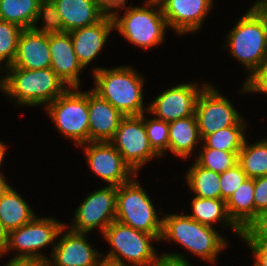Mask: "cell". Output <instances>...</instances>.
Masks as SVG:
<instances>
[{"label": "cell", "instance_id": "obj_1", "mask_svg": "<svg viewBox=\"0 0 267 266\" xmlns=\"http://www.w3.org/2000/svg\"><path fill=\"white\" fill-rule=\"evenodd\" d=\"M3 69L6 75L0 76V89L18 106L34 107L46 104V107L69 89L51 68Z\"/></svg>", "mask_w": 267, "mask_h": 266}, {"label": "cell", "instance_id": "obj_2", "mask_svg": "<svg viewBox=\"0 0 267 266\" xmlns=\"http://www.w3.org/2000/svg\"><path fill=\"white\" fill-rule=\"evenodd\" d=\"M91 70L95 82L92 90L101 98L125 116L147 114L148 106L144 105L143 95L145 79L132 66L111 69L95 66Z\"/></svg>", "mask_w": 267, "mask_h": 266}, {"label": "cell", "instance_id": "obj_3", "mask_svg": "<svg viewBox=\"0 0 267 266\" xmlns=\"http://www.w3.org/2000/svg\"><path fill=\"white\" fill-rule=\"evenodd\" d=\"M159 214L162 217V232L159 242H176L188 252L208 263L216 262V256L227 247V240L211 226L201 224L186 215Z\"/></svg>", "mask_w": 267, "mask_h": 266}, {"label": "cell", "instance_id": "obj_4", "mask_svg": "<svg viewBox=\"0 0 267 266\" xmlns=\"http://www.w3.org/2000/svg\"><path fill=\"white\" fill-rule=\"evenodd\" d=\"M144 6H123L121 17L118 9L111 16L114 29L135 47L148 50L164 42L168 28L158 0H145ZM117 10V11H116Z\"/></svg>", "mask_w": 267, "mask_h": 266}, {"label": "cell", "instance_id": "obj_5", "mask_svg": "<svg viewBox=\"0 0 267 266\" xmlns=\"http://www.w3.org/2000/svg\"><path fill=\"white\" fill-rule=\"evenodd\" d=\"M110 244L104 259L128 266H150L161 256L157 254L152 241H159L154 235L136 230L114 220L102 233ZM130 263V264H129Z\"/></svg>", "mask_w": 267, "mask_h": 266}, {"label": "cell", "instance_id": "obj_6", "mask_svg": "<svg viewBox=\"0 0 267 266\" xmlns=\"http://www.w3.org/2000/svg\"><path fill=\"white\" fill-rule=\"evenodd\" d=\"M225 39L230 55L250 73L246 82L267 61V40L259 18L248 9Z\"/></svg>", "mask_w": 267, "mask_h": 266}, {"label": "cell", "instance_id": "obj_7", "mask_svg": "<svg viewBox=\"0 0 267 266\" xmlns=\"http://www.w3.org/2000/svg\"><path fill=\"white\" fill-rule=\"evenodd\" d=\"M134 176L130 181L117 186L116 217L115 220L136 230L154 235L160 240L162 232V218Z\"/></svg>", "mask_w": 267, "mask_h": 266}, {"label": "cell", "instance_id": "obj_8", "mask_svg": "<svg viewBox=\"0 0 267 266\" xmlns=\"http://www.w3.org/2000/svg\"><path fill=\"white\" fill-rule=\"evenodd\" d=\"M69 88L46 108L58 131L78 146L89 142L88 91Z\"/></svg>", "mask_w": 267, "mask_h": 266}, {"label": "cell", "instance_id": "obj_9", "mask_svg": "<svg viewBox=\"0 0 267 266\" xmlns=\"http://www.w3.org/2000/svg\"><path fill=\"white\" fill-rule=\"evenodd\" d=\"M66 225L50 217L36 215L30 222L8 233V242L4 251L5 255L11 250H16L14 258L45 257L41 249L49 244L56 245L60 230Z\"/></svg>", "mask_w": 267, "mask_h": 266}, {"label": "cell", "instance_id": "obj_10", "mask_svg": "<svg viewBox=\"0 0 267 266\" xmlns=\"http://www.w3.org/2000/svg\"><path fill=\"white\" fill-rule=\"evenodd\" d=\"M109 142L136 174L149 160L160 158L149 144L144 125V113L124 116Z\"/></svg>", "mask_w": 267, "mask_h": 266}, {"label": "cell", "instance_id": "obj_11", "mask_svg": "<svg viewBox=\"0 0 267 266\" xmlns=\"http://www.w3.org/2000/svg\"><path fill=\"white\" fill-rule=\"evenodd\" d=\"M116 195L117 186L113 185H107L87 194L74 212L69 229L89 233L98 228L102 234L115 220Z\"/></svg>", "mask_w": 267, "mask_h": 266}, {"label": "cell", "instance_id": "obj_12", "mask_svg": "<svg viewBox=\"0 0 267 266\" xmlns=\"http://www.w3.org/2000/svg\"><path fill=\"white\" fill-rule=\"evenodd\" d=\"M195 116L201 140L220 129L235 126L243 119L230 100L209 83L199 94Z\"/></svg>", "mask_w": 267, "mask_h": 266}, {"label": "cell", "instance_id": "obj_13", "mask_svg": "<svg viewBox=\"0 0 267 266\" xmlns=\"http://www.w3.org/2000/svg\"><path fill=\"white\" fill-rule=\"evenodd\" d=\"M81 146H85L86 161L92 172L108 185L120 186L137 175L109 141L88 142L78 147Z\"/></svg>", "mask_w": 267, "mask_h": 266}, {"label": "cell", "instance_id": "obj_14", "mask_svg": "<svg viewBox=\"0 0 267 266\" xmlns=\"http://www.w3.org/2000/svg\"><path fill=\"white\" fill-rule=\"evenodd\" d=\"M206 85V82L203 85L197 82L181 83L165 89L151 101L147 113L168 123L195 115L197 99Z\"/></svg>", "mask_w": 267, "mask_h": 266}, {"label": "cell", "instance_id": "obj_15", "mask_svg": "<svg viewBox=\"0 0 267 266\" xmlns=\"http://www.w3.org/2000/svg\"><path fill=\"white\" fill-rule=\"evenodd\" d=\"M67 228L68 225H64L58 234L60 238L51 251L52 258L49 256L50 266H98L102 253L88 242L86 235L89 233Z\"/></svg>", "mask_w": 267, "mask_h": 266}, {"label": "cell", "instance_id": "obj_16", "mask_svg": "<svg viewBox=\"0 0 267 266\" xmlns=\"http://www.w3.org/2000/svg\"><path fill=\"white\" fill-rule=\"evenodd\" d=\"M168 29L176 34L194 33L201 29L204 19L214 5V0H158Z\"/></svg>", "mask_w": 267, "mask_h": 266}, {"label": "cell", "instance_id": "obj_17", "mask_svg": "<svg viewBox=\"0 0 267 266\" xmlns=\"http://www.w3.org/2000/svg\"><path fill=\"white\" fill-rule=\"evenodd\" d=\"M51 69L69 88H81L79 75L84 70L68 32L49 34Z\"/></svg>", "mask_w": 267, "mask_h": 266}, {"label": "cell", "instance_id": "obj_18", "mask_svg": "<svg viewBox=\"0 0 267 266\" xmlns=\"http://www.w3.org/2000/svg\"><path fill=\"white\" fill-rule=\"evenodd\" d=\"M113 30V18L107 13L99 22L69 32L75 54L84 69L101 53Z\"/></svg>", "mask_w": 267, "mask_h": 266}, {"label": "cell", "instance_id": "obj_19", "mask_svg": "<svg viewBox=\"0 0 267 266\" xmlns=\"http://www.w3.org/2000/svg\"><path fill=\"white\" fill-rule=\"evenodd\" d=\"M124 116L92 89L88 90L89 142L110 141Z\"/></svg>", "mask_w": 267, "mask_h": 266}, {"label": "cell", "instance_id": "obj_20", "mask_svg": "<svg viewBox=\"0 0 267 266\" xmlns=\"http://www.w3.org/2000/svg\"><path fill=\"white\" fill-rule=\"evenodd\" d=\"M6 68L28 70L51 68L49 35L24 29L17 44L14 62Z\"/></svg>", "mask_w": 267, "mask_h": 266}, {"label": "cell", "instance_id": "obj_21", "mask_svg": "<svg viewBox=\"0 0 267 266\" xmlns=\"http://www.w3.org/2000/svg\"><path fill=\"white\" fill-rule=\"evenodd\" d=\"M62 18L64 33L99 22L107 12L98 0H53Z\"/></svg>", "mask_w": 267, "mask_h": 266}, {"label": "cell", "instance_id": "obj_22", "mask_svg": "<svg viewBox=\"0 0 267 266\" xmlns=\"http://www.w3.org/2000/svg\"><path fill=\"white\" fill-rule=\"evenodd\" d=\"M9 184L0 193V220L9 233L30 222L37 214Z\"/></svg>", "mask_w": 267, "mask_h": 266}, {"label": "cell", "instance_id": "obj_23", "mask_svg": "<svg viewBox=\"0 0 267 266\" xmlns=\"http://www.w3.org/2000/svg\"><path fill=\"white\" fill-rule=\"evenodd\" d=\"M170 151L176 157L187 159L201 142L196 116H188L168 123Z\"/></svg>", "mask_w": 267, "mask_h": 266}, {"label": "cell", "instance_id": "obj_24", "mask_svg": "<svg viewBox=\"0 0 267 266\" xmlns=\"http://www.w3.org/2000/svg\"><path fill=\"white\" fill-rule=\"evenodd\" d=\"M229 218L243 232L255 220L254 179L248 177L226 200Z\"/></svg>", "mask_w": 267, "mask_h": 266}, {"label": "cell", "instance_id": "obj_25", "mask_svg": "<svg viewBox=\"0 0 267 266\" xmlns=\"http://www.w3.org/2000/svg\"><path fill=\"white\" fill-rule=\"evenodd\" d=\"M191 207L192 214L187 215L193 220L211 227H213L212 224L220 222L223 228L229 226V229L237 234V236H242V231L228 216L225 200L194 196L191 201Z\"/></svg>", "mask_w": 267, "mask_h": 266}, {"label": "cell", "instance_id": "obj_26", "mask_svg": "<svg viewBox=\"0 0 267 266\" xmlns=\"http://www.w3.org/2000/svg\"><path fill=\"white\" fill-rule=\"evenodd\" d=\"M193 163L184 176L189 190L200 198L221 199L220 174Z\"/></svg>", "mask_w": 267, "mask_h": 266}, {"label": "cell", "instance_id": "obj_27", "mask_svg": "<svg viewBox=\"0 0 267 266\" xmlns=\"http://www.w3.org/2000/svg\"><path fill=\"white\" fill-rule=\"evenodd\" d=\"M252 179L267 175V138L248 144L245 139L242 149L238 153V162Z\"/></svg>", "mask_w": 267, "mask_h": 266}, {"label": "cell", "instance_id": "obj_28", "mask_svg": "<svg viewBox=\"0 0 267 266\" xmlns=\"http://www.w3.org/2000/svg\"><path fill=\"white\" fill-rule=\"evenodd\" d=\"M242 119L235 126H229L215 133L206 135L201 148H212L233 153H239L245 141L246 122Z\"/></svg>", "mask_w": 267, "mask_h": 266}, {"label": "cell", "instance_id": "obj_29", "mask_svg": "<svg viewBox=\"0 0 267 266\" xmlns=\"http://www.w3.org/2000/svg\"><path fill=\"white\" fill-rule=\"evenodd\" d=\"M40 0H0V20L31 29Z\"/></svg>", "mask_w": 267, "mask_h": 266}, {"label": "cell", "instance_id": "obj_30", "mask_svg": "<svg viewBox=\"0 0 267 266\" xmlns=\"http://www.w3.org/2000/svg\"><path fill=\"white\" fill-rule=\"evenodd\" d=\"M195 162L208 170L216 173H223L227 169L232 168L238 162V153L212 149V148H201Z\"/></svg>", "mask_w": 267, "mask_h": 266}, {"label": "cell", "instance_id": "obj_31", "mask_svg": "<svg viewBox=\"0 0 267 266\" xmlns=\"http://www.w3.org/2000/svg\"><path fill=\"white\" fill-rule=\"evenodd\" d=\"M39 20L43 21L42 27L36 25ZM31 29L48 35L64 33L63 21L53 0H40Z\"/></svg>", "mask_w": 267, "mask_h": 266}, {"label": "cell", "instance_id": "obj_32", "mask_svg": "<svg viewBox=\"0 0 267 266\" xmlns=\"http://www.w3.org/2000/svg\"><path fill=\"white\" fill-rule=\"evenodd\" d=\"M24 29L14 23L0 20V70L14 62L17 44ZM5 63L2 67V63Z\"/></svg>", "mask_w": 267, "mask_h": 266}, {"label": "cell", "instance_id": "obj_33", "mask_svg": "<svg viewBox=\"0 0 267 266\" xmlns=\"http://www.w3.org/2000/svg\"><path fill=\"white\" fill-rule=\"evenodd\" d=\"M144 125L146 128L149 144L153 151L159 156L165 155L169 145L168 122L157 118L148 119L144 113Z\"/></svg>", "mask_w": 267, "mask_h": 266}, {"label": "cell", "instance_id": "obj_34", "mask_svg": "<svg viewBox=\"0 0 267 266\" xmlns=\"http://www.w3.org/2000/svg\"><path fill=\"white\" fill-rule=\"evenodd\" d=\"M247 178L246 173L238 163L225 172L220 173L221 199L226 201Z\"/></svg>", "mask_w": 267, "mask_h": 266}, {"label": "cell", "instance_id": "obj_35", "mask_svg": "<svg viewBox=\"0 0 267 266\" xmlns=\"http://www.w3.org/2000/svg\"><path fill=\"white\" fill-rule=\"evenodd\" d=\"M242 241H261L267 243V209L261 211L257 218L242 232Z\"/></svg>", "mask_w": 267, "mask_h": 266}, {"label": "cell", "instance_id": "obj_36", "mask_svg": "<svg viewBox=\"0 0 267 266\" xmlns=\"http://www.w3.org/2000/svg\"><path fill=\"white\" fill-rule=\"evenodd\" d=\"M243 93L267 94V61L243 84Z\"/></svg>", "mask_w": 267, "mask_h": 266}, {"label": "cell", "instance_id": "obj_37", "mask_svg": "<svg viewBox=\"0 0 267 266\" xmlns=\"http://www.w3.org/2000/svg\"><path fill=\"white\" fill-rule=\"evenodd\" d=\"M255 219L267 209V175L254 179Z\"/></svg>", "mask_w": 267, "mask_h": 266}, {"label": "cell", "instance_id": "obj_38", "mask_svg": "<svg viewBox=\"0 0 267 266\" xmlns=\"http://www.w3.org/2000/svg\"><path fill=\"white\" fill-rule=\"evenodd\" d=\"M161 257L150 266H192V264L187 260V258L182 256L181 253L170 252L163 253Z\"/></svg>", "mask_w": 267, "mask_h": 266}, {"label": "cell", "instance_id": "obj_39", "mask_svg": "<svg viewBox=\"0 0 267 266\" xmlns=\"http://www.w3.org/2000/svg\"><path fill=\"white\" fill-rule=\"evenodd\" d=\"M253 253V266H267V243L261 241H245Z\"/></svg>", "mask_w": 267, "mask_h": 266}, {"label": "cell", "instance_id": "obj_40", "mask_svg": "<svg viewBox=\"0 0 267 266\" xmlns=\"http://www.w3.org/2000/svg\"><path fill=\"white\" fill-rule=\"evenodd\" d=\"M4 266H50L48 257L10 258Z\"/></svg>", "mask_w": 267, "mask_h": 266}, {"label": "cell", "instance_id": "obj_41", "mask_svg": "<svg viewBox=\"0 0 267 266\" xmlns=\"http://www.w3.org/2000/svg\"><path fill=\"white\" fill-rule=\"evenodd\" d=\"M100 5L107 13H112L115 9L126 6L127 0H98Z\"/></svg>", "mask_w": 267, "mask_h": 266}, {"label": "cell", "instance_id": "obj_42", "mask_svg": "<svg viewBox=\"0 0 267 266\" xmlns=\"http://www.w3.org/2000/svg\"><path fill=\"white\" fill-rule=\"evenodd\" d=\"M250 10L259 18L267 40V7H251Z\"/></svg>", "mask_w": 267, "mask_h": 266}, {"label": "cell", "instance_id": "obj_43", "mask_svg": "<svg viewBox=\"0 0 267 266\" xmlns=\"http://www.w3.org/2000/svg\"><path fill=\"white\" fill-rule=\"evenodd\" d=\"M8 242V232L5 230L0 220V257L3 256Z\"/></svg>", "mask_w": 267, "mask_h": 266}, {"label": "cell", "instance_id": "obj_44", "mask_svg": "<svg viewBox=\"0 0 267 266\" xmlns=\"http://www.w3.org/2000/svg\"><path fill=\"white\" fill-rule=\"evenodd\" d=\"M98 266H128V265L112 262L110 260L101 258L100 263H99Z\"/></svg>", "mask_w": 267, "mask_h": 266}, {"label": "cell", "instance_id": "obj_45", "mask_svg": "<svg viewBox=\"0 0 267 266\" xmlns=\"http://www.w3.org/2000/svg\"><path fill=\"white\" fill-rule=\"evenodd\" d=\"M5 152H7V146L3 142L0 141V166L2 162L4 161V157L6 155Z\"/></svg>", "mask_w": 267, "mask_h": 266}, {"label": "cell", "instance_id": "obj_46", "mask_svg": "<svg viewBox=\"0 0 267 266\" xmlns=\"http://www.w3.org/2000/svg\"><path fill=\"white\" fill-rule=\"evenodd\" d=\"M6 178L3 176L2 172H0V193L6 188L8 185Z\"/></svg>", "mask_w": 267, "mask_h": 266}, {"label": "cell", "instance_id": "obj_47", "mask_svg": "<svg viewBox=\"0 0 267 266\" xmlns=\"http://www.w3.org/2000/svg\"><path fill=\"white\" fill-rule=\"evenodd\" d=\"M251 7H267V0H256Z\"/></svg>", "mask_w": 267, "mask_h": 266}]
</instances>
